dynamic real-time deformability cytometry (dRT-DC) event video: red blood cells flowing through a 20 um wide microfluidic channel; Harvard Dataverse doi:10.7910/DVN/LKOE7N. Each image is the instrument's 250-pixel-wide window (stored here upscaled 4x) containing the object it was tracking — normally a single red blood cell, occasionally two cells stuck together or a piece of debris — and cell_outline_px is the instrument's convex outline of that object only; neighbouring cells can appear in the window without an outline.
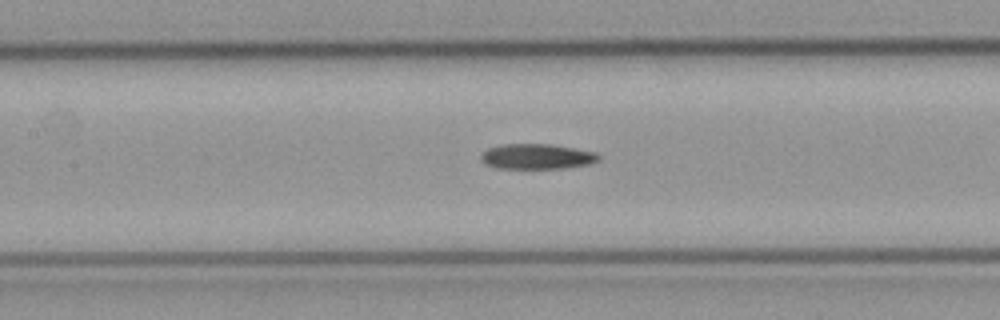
{"species": "common noctule bat (a hibernating species)", "species_latin": "Nyctalus noctula", "temperature_condition": "cold", "stored_images_in_passage": 30, "camera_frame_rate_fps": 3000, "um_per_image_px": 0.085, "animal": {"sex": "male", "body_mass_g": 23.1, "forearm_length_mm": 52.7}, "frame": {"image": 1, "passage_image": 22, "time_ms": 7.0, "image_size_px": [1000, 320], "cell_outline_px": [[600, 160], [588, 164], [564, 168], [496, 168], [484, 164], [480, 160], [480, 156], [488, 148], [504, 144], [548, 144], [596, 152], [600, 156]], "centroid_in_image_um": [45.61, 13.31], "position_along_channel_um": 161.8, "area_um2": 17.22}}
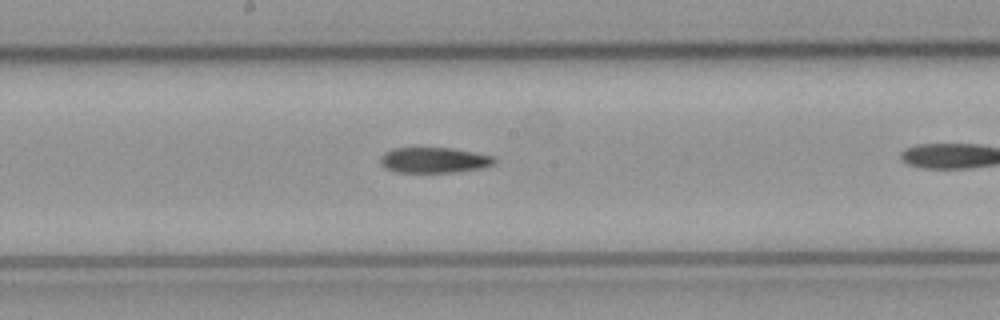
{"frame": {"image": 2, "passage_image": 26, "time_ms": 8.333, "image_size_px": [1000, 320], "cell_outline_px": [[496, 160], [492, 164], [480, 168], [452, 172], [396, 172], [384, 168], [380, 160], [380, 156], [384, 152], [392, 148], [452, 148], [492, 156]], "centroid_in_image_um": [36.82, 13.61], "position_along_channel_um": 211.4, "area_um2": 16.76}}